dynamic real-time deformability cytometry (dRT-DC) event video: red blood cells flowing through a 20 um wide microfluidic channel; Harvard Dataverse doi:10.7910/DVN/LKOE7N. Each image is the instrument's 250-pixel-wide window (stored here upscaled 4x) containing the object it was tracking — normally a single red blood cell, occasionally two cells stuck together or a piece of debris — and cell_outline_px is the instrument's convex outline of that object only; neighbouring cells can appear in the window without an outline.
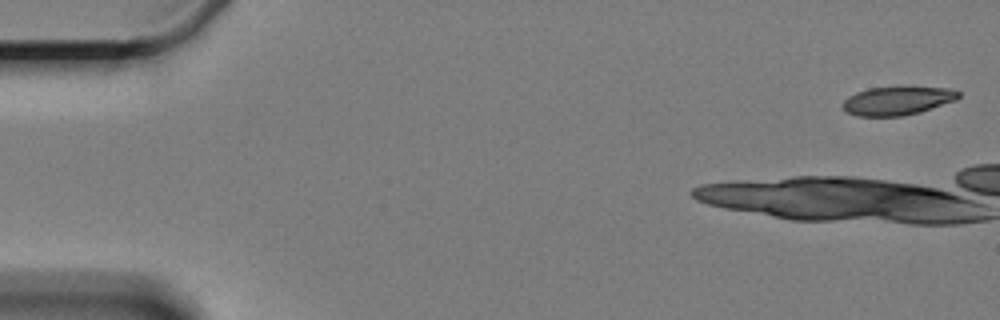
{"species": "Egyptian fruit bat (a non-hibernating species)", "species_latin": "Rousettus aegyptiacus", "temperature_condition": "cold", "stored_images_in_passage": 5, "camera_frame_rate_fps": 3000, "um_per_image_px": 0.085, "animal": {"sex": "female"}, "frame": {"image": 1, "passage_image": 1, "time_ms": 0.0, "image_size_px": [1000, 320], "cell_outline_px": [[960, 96], [956, 100], [920, 112], [904, 116], [856, 116], [848, 112], [840, 104], [848, 96], [856, 92], [868, 88], [908, 84], [952, 88], [960, 92]], "centroid_in_image_um": [76.32, 8.51], "position_along_channel_um": 8.7, "area_um2": 20.23}}